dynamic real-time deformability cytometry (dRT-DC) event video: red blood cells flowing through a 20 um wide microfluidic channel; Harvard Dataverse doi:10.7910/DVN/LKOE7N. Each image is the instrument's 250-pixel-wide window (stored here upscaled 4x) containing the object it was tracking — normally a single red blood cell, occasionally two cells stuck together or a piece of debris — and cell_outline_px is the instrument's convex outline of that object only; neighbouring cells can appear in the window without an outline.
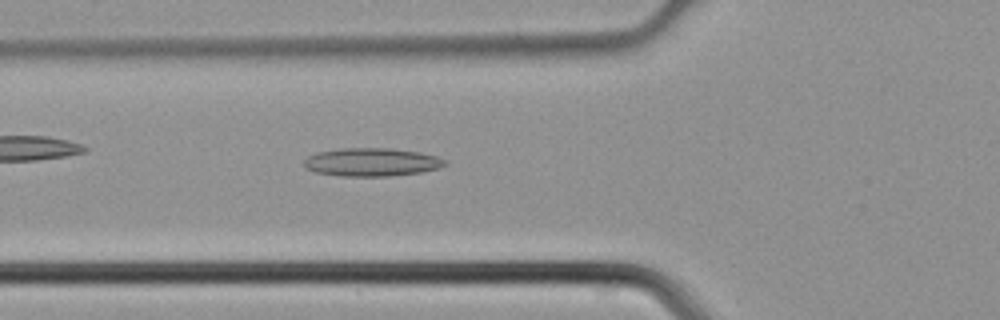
{"species": "common noctule bat (a hibernating species)", "species_latin": "Nyctalus noctula", "temperature_condition": "cold", "stored_images_in_passage": 36, "camera_frame_rate_fps": 3000, "um_per_image_px": 0.085, "animal": {"sex": "male", "body_mass_g": 21.5, "forearm_length_mm": 52.0}, "frame": {"image": 1, "passage_image": 8, "time_ms": 2.333, "image_size_px": [1000, 320], "cell_outline_px": [[448, 164], [436, 168], [420, 172], [388, 176], [340, 176], [316, 172], [308, 168], [304, 164], [304, 160], [308, 156], [316, 152], [344, 148], [392, 148], [420, 152], [436, 156], [444, 160]], "centroid_in_image_um": [31.58, 13.77], "position_along_channel_um": 94.2, "area_um2": 23.0}}
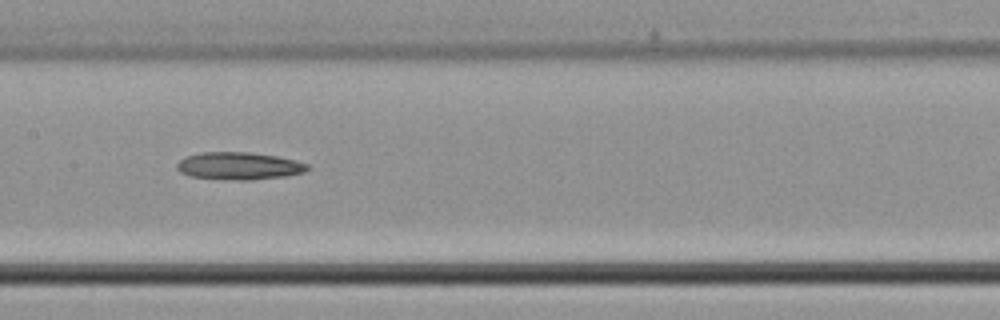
{"frame": {"image": 2, "passage_image": 14, "time_ms": 4.333, "image_size_px": [1000, 320], "cell_outline_px": [[312, 168], [304, 172], [284, 176], [252, 180], [236, 180], [192, 176], [180, 172], [176, 168], [176, 164], [180, 160], [188, 156], [204, 152], [248, 152], [276, 156], [296, 160], [308, 164]], "centroid_in_image_um": [20.36, 14.1], "position_along_channel_um": 187.0, "area_um2": 20.75}}
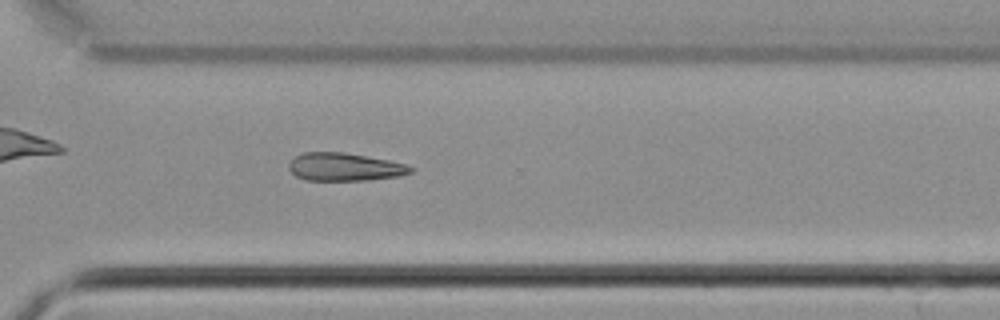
{"frame": {"image": 3, "passage_image": 24, "time_ms": 7.667, "image_size_px": [1000, 320], "cell_outline_px": [[412, 172], [400, 176], [368, 180], [304, 180], [296, 176], [288, 168], [288, 164], [296, 156], [304, 152], [344, 152], [388, 160], [404, 164], [412, 168]], "centroid_in_image_um": [29.27, 14.19], "position_along_channel_um": 341.3, "area_um2": 19.71}}